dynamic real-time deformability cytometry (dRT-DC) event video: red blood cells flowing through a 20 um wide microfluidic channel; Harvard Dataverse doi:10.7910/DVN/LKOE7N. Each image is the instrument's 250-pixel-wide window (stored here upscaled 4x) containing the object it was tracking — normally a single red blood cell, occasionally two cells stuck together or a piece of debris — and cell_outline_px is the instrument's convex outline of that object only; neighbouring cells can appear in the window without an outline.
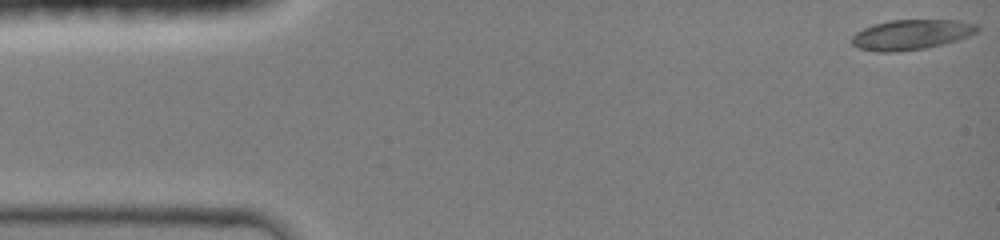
{"species": "common noctule bat (a hibernating species)", "species_latin": "Nyctalus noctula", "temperature_condition": "room temperature", "stored_images_in_passage": 28, "camera_frame_rate_fps": 3000, "um_per_image_px": 0.085, "animal": {"sex": "female", "body_mass_g": 19.0, "forearm_length_mm": 51.5}, "frame": {"image": 1, "passage_image": 1, "time_ms": 0.0, "image_size_px": [1000, 240], "cell_outline_px": [[980, 32], [944, 44], [924, 48], [896, 52], [876, 52], [856, 48], [852, 44], [852, 36], [856, 32], [872, 24], [892, 20], [960, 20], [980, 24]], "centroid_in_image_um": [77.49, 2.94], "position_along_channel_um": 7.5, "area_um2": 22.31}}
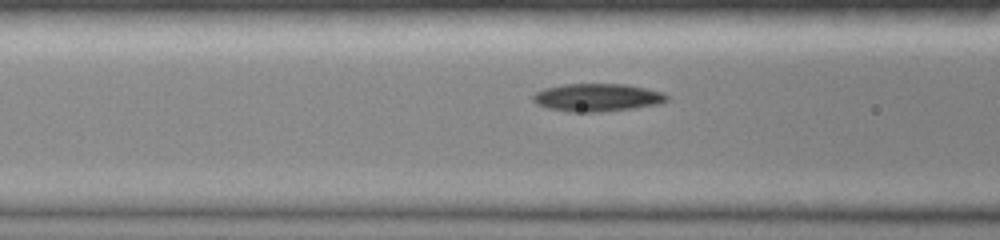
{"frame": {"image": 2, "passage_image": 16, "time_ms": 5.333, "image_size_px": [1000, 240], "cell_outline_px": [[672, 96], [668, 100], [660, 104], [604, 112], [572, 112], [548, 108], [536, 104], [532, 100], [532, 96], [536, 92], [544, 88], [564, 84], [624, 84], [664, 92]], "centroid_in_image_um": [50.79, 8.29], "position_along_channel_um": 115.8, "area_um2": 21.91}}
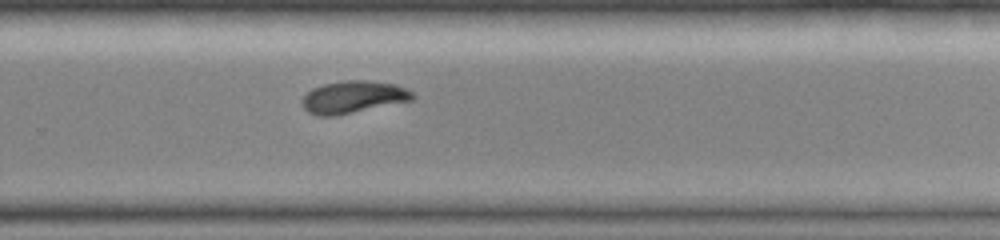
{"frame": {"image": 3, "passage_image": 28, "time_ms": 9.667, "image_size_px": [1000, 240], "cell_outline_px": [[416, 96], [412, 100], [336, 116], [316, 116], [308, 112], [304, 108], [300, 100], [312, 88], [324, 84], [344, 80], [368, 80], [396, 84], [412, 92]], "centroid_in_image_um": [30.0, 8.25], "position_along_channel_um": 299.8, "area_um2": 20.87}}